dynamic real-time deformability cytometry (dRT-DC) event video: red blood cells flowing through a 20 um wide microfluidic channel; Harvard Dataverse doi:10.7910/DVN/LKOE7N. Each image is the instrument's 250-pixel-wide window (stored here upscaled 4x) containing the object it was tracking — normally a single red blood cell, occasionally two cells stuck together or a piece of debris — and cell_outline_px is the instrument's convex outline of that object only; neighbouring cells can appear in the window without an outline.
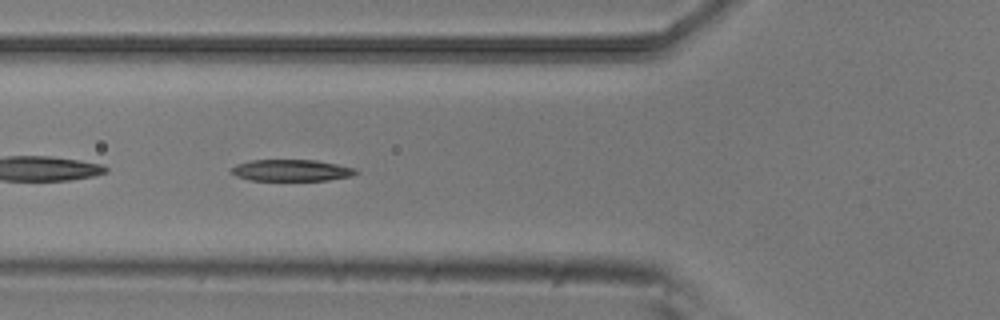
{"species": "common noctule bat (a hibernating species)", "species_latin": "Nyctalus noctula", "temperature_condition": "room temperature", "stored_images_in_passage": 52, "camera_frame_rate_fps": 3000, "um_per_image_px": 0.085, "animal": {"sex": "male", "body_mass_g": 20.5, "forearm_length_mm": 52.5}, "frame": {"image": 1, "passage_image": 19, "time_ms": 6.0, "image_size_px": [1000, 320], "cell_outline_px": [[360, 172], [352, 176], [328, 180], [252, 180], [236, 176], [228, 172], [236, 164], [252, 160], [316, 160], [356, 168]], "centroid_in_image_um": [24.78, 14.48], "position_along_channel_um": 101.0, "area_um2": 15.66}}
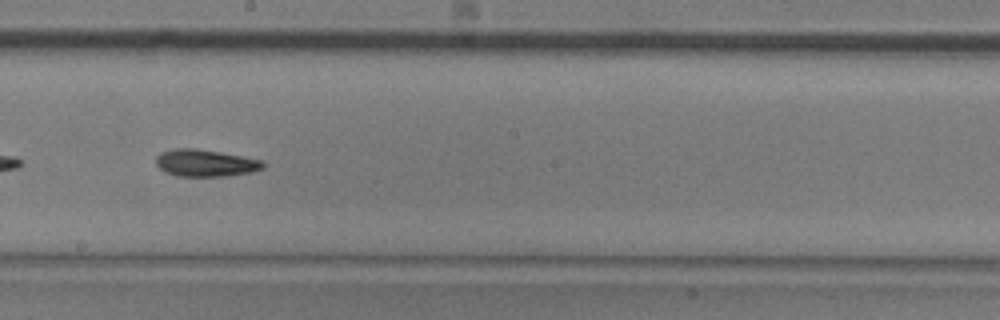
{"frame": {"image": 2, "passage_image": 29, "time_ms": 9.333, "image_size_px": [1000, 320], "cell_outline_px": [[264, 168], [252, 172], [224, 176], [176, 176], [164, 172], [156, 164], [156, 156], [160, 152], [172, 148], [196, 148], [220, 152], [264, 160]], "centroid_in_image_um": [17.44, 13.85], "position_along_channel_um": 230.8, "area_um2": 17.05}}
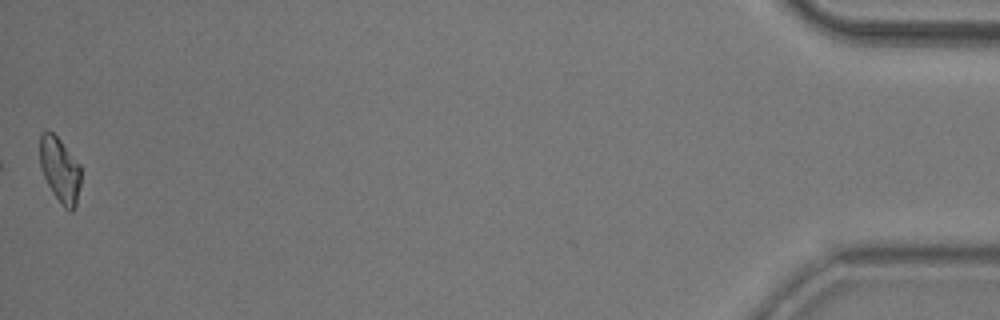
{"frame": {"image": 3, "passage_image": 52, "time_ms": 17.0, "image_size_px": [1000, 320], "cell_outline_px": [[80, 184], [76, 208], [72, 212], [64, 208], [52, 192], [44, 176], [40, 164], [40, 136], [44, 132], [52, 132], [60, 140], [80, 164]], "centroid_in_image_um": [5.11, 14.48], "position_along_channel_um": 430.1, "area_um2": 15.43}, "authors_computed_cell_mechanics": {"area_um2": 16.6175, "velocity_mm_per_s": 3.8802, "shape_relaxation_time_tau1_ms": 5.6155, "shape_relaxation_time_tau2_ms": 5.8278, "deformation_change_tau1": 0.1794, "deformation_change_tau2": 0.1339}}